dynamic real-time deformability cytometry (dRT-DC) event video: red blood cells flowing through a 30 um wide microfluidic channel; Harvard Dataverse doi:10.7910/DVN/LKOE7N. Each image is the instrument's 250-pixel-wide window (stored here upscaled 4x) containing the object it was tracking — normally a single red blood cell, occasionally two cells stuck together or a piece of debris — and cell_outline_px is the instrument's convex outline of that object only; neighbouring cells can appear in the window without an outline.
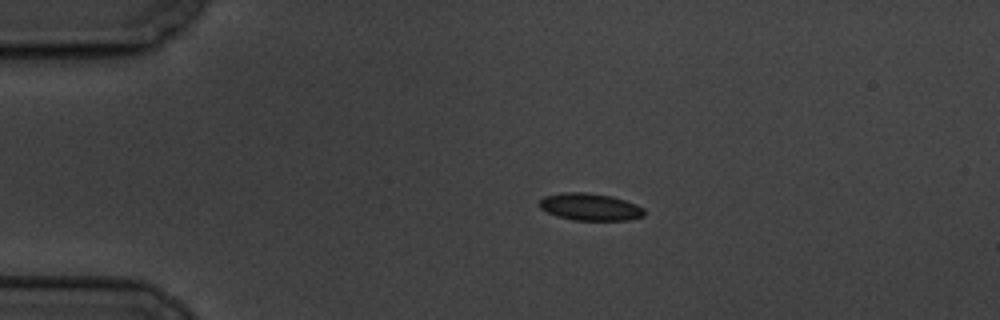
{"species": "common noctule bat (a hibernating species)", "species_latin": "Nyctalus noctula", "temperature_condition": "cold", "stored_images_in_passage": 8, "camera_frame_rate_fps": 3000, "um_per_image_px": 0.085, "animal": {"sex": "male", "body_mass_g": 19.5, "forearm_length_mm": 54.6}, "frame": {"image": 1, "passage_image": 3, "time_ms": 2.333, "image_size_px": [1000, 320], "cell_outline_px": [[644, 216], [628, 220], [572, 220], [556, 216], [540, 208], [540, 200], [544, 196], [564, 192], [588, 192], [612, 196], [636, 204], [644, 208]], "centroid_in_image_um": [50.16, 17.58], "position_along_channel_um": 34.8, "area_um2": 16.65}}
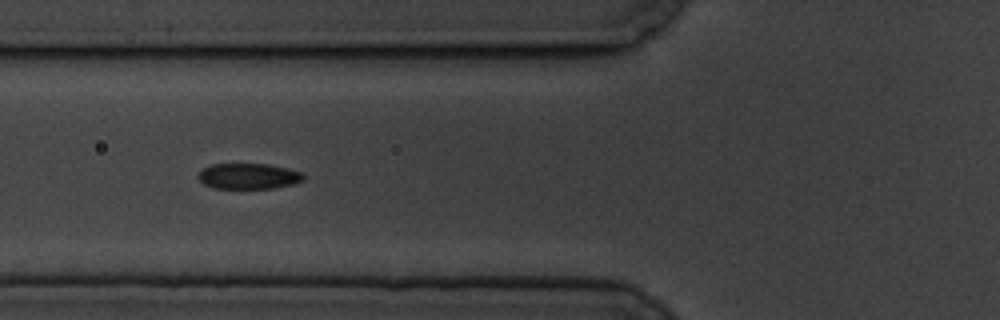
{"frame": {"image": 2, "passage_image": 6, "time_ms": 5.667, "image_size_px": [1000, 320], "cell_outline_px": [[304, 180], [292, 184], [272, 188], [212, 188], [204, 184], [196, 176], [204, 168], [212, 164], [268, 164], [288, 168], [304, 172]], "centroid_in_image_um": [21.14, 14.97], "position_along_channel_um": 104.7, "area_um2": 15.78}}
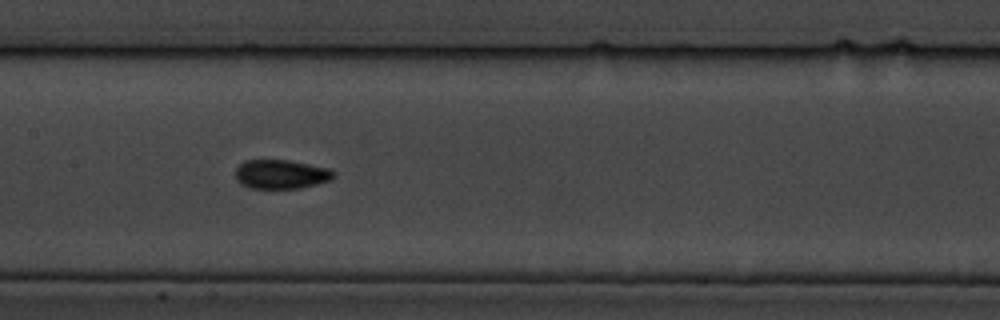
{"frame": {"image": 3, "passage_image": 8, "time_ms": 8.0, "image_size_px": [1000, 320], "cell_outline_px": [[336, 176], [332, 180], [300, 188], [248, 188], [240, 184], [236, 180], [236, 168], [244, 160], [288, 160], [328, 168], [336, 172]], "centroid_in_image_um": [23.89, 14.81], "position_along_channel_um": 183.5, "area_um2": 16.76}}